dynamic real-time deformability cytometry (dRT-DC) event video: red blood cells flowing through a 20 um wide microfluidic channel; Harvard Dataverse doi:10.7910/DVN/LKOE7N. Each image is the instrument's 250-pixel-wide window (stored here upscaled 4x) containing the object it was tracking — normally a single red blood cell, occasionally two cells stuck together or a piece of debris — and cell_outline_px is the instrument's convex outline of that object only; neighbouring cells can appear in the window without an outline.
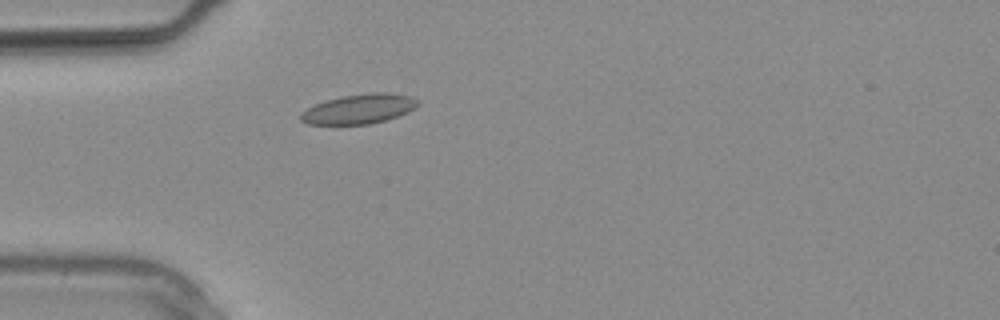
{"species": "common noctule bat (a hibernating species)", "species_latin": "Nyctalus noctula", "temperature_condition": "warm", "stored_images_in_passage": 10, "camera_frame_rate_fps": 3000, "um_per_image_px": 0.085, "animal": {"sex": "male", "body_mass_g": 20.4}, "frame": {"image": 1, "passage_image": 6, "time_ms": 1.667, "image_size_px": [1000, 320], "cell_outline_px": [[420, 104], [416, 108], [408, 112], [384, 120], [368, 124], [308, 124], [300, 120], [300, 112], [316, 104], [328, 100], [344, 96], [372, 92], [384, 92], [412, 96], [420, 100]], "centroid_in_image_um": [30.56, 9.25], "position_along_channel_um": 54.4, "area_um2": 20.11}}
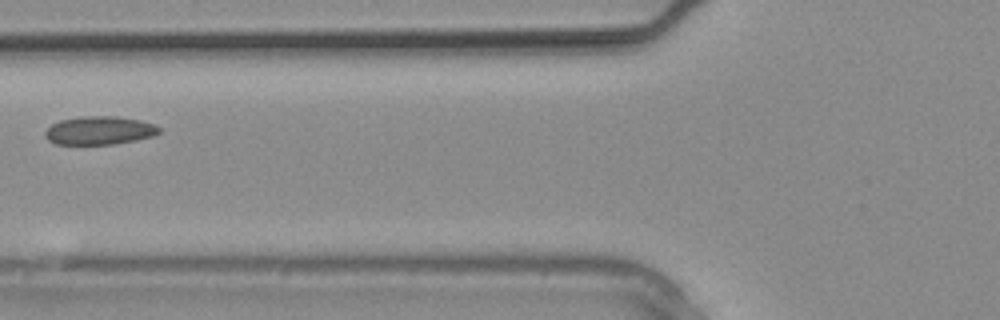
{"frame": {"image": 2, "passage_image": 9, "time_ms": 2.667, "image_size_px": [1000, 320], "cell_outline_px": [[160, 132], [152, 136], [136, 140], [112, 144], [52, 144], [44, 136], [44, 132], [52, 124], [60, 120], [80, 116], [116, 116], [140, 120], [156, 124], [160, 128]], "centroid_in_image_um": [8.44, 11.08], "position_along_channel_um": 117.4, "area_um2": 18.96}}